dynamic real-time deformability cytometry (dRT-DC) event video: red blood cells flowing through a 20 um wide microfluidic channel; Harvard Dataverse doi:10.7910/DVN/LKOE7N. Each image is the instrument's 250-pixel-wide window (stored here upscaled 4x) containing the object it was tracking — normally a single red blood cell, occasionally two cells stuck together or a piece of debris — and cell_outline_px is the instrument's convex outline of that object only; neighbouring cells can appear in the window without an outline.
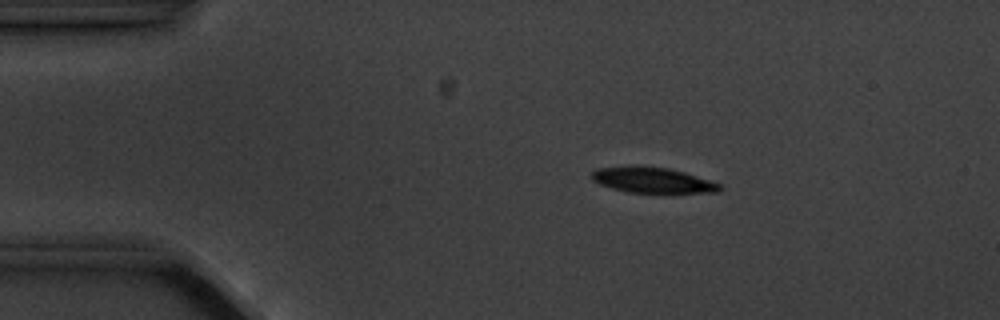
{"species": "common noctule bat (a hibernating species)", "species_latin": "Nyctalus noctula", "temperature_condition": "cold", "stored_images_in_passage": 15, "camera_frame_rate_fps": 3000, "um_per_image_px": 0.085, "animal": {"sex": "male", "body_mass_g": 20.1, "forearm_length_mm": 53.5}, "frame": {"image": 1, "passage_image": 3, "time_ms": 3.0, "image_size_px": [1000, 320], "cell_outline_px": [[724, 188], [720, 192], [672, 196], [628, 192], [612, 188], [600, 184], [592, 180], [592, 172], [596, 168], [628, 164], [632, 164], [668, 168], [684, 172], [720, 184]], "centroid_in_image_um": [55.52, 15.35], "position_along_channel_um": 29.5, "area_um2": 20.52}}
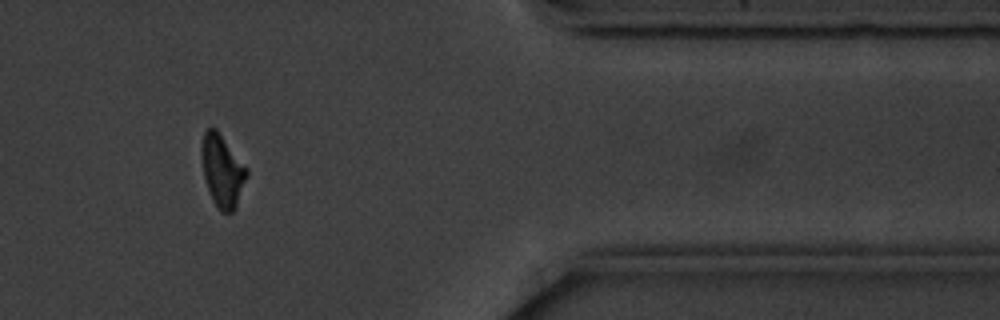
{"frame": {"image": 2, "passage_image": 13, "time_ms": 15.333, "image_size_px": [1000, 320], "cell_outline_px": [[248, 176], [236, 208], [232, 212], [220, 212], [216, 208], [212, 200], [204, 176], [200, 148], [204, 132], [212, 124], [216, 128], [248, 168]], "centroid_in_image_um": [18.9, 14.51], "position_along_channel_um": 392.5, "area_um2": 19.31}}
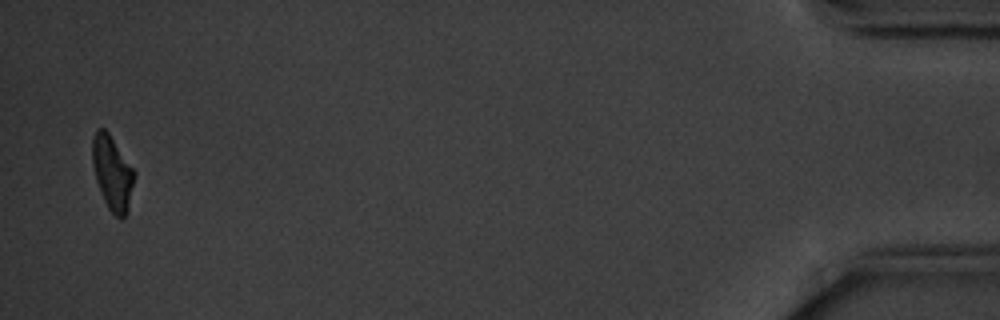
{"frame": {"image": 3, "passage_image": 15, "time_ms": 18.0, "image_size_px": [1000, 320], "cell_outline_px": [[136, 172], [128, 212], [124, 220], [120, 220], [108, 208], [104, 200], [96, 180], [92, 164], [92, 140], [96, 128], [104, 128], [108, 132]], "centroid_in_image_um": [9.56, 14.73], "position_along_channel_um": 425.6, "area_um2": 18.32}, "authors_computed_cell_mechanics": {"area_um2": 19.7676, "velocity_mm_per_s": 3.5411, "shape_relaxation_time_tau1_ms": 1.9127, "shape_relaxation_time_tau2_ms": 3.9908, "deformation_change_tau1": 0.0966, "deformation_change_tau2": 0.1107}}